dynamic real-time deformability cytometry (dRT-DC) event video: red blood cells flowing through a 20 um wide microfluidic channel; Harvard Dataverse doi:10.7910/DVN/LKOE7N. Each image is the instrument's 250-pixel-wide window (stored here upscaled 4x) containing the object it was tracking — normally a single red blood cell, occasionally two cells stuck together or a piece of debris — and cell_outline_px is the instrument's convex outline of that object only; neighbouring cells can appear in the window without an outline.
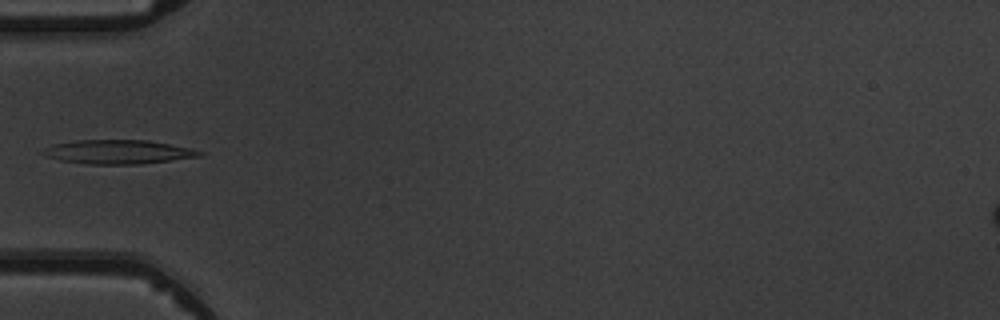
{"species": "common noctule bat (a hibernating species)", "species_latin": "Nyctalus noctula", "temperature_condition": "warm", "stored_images_in_passage": 6, "camera_frame_rate_fps": 3000, "um_per_image_px": 0.085, "animal": {"sex": "male", "body_mass_g": 19.5, "forearm_length_mm": 54.6}, "frame": {"image": 1, "passage_image": 5, "time_ms": 5.667, "image_size_px": [1000, 320], "cell_outline_px": [[204, 156], [140, 164], [88, 164], [60, 160], [44, 156], [36, 152], [52, 144], [76, 140], [148, 140], [192, 148], [204, 152]], "centroid_in_image_um": [10.01, 12.91], "position_along_channel_um": 75.0, "area_um2": 22.2}}
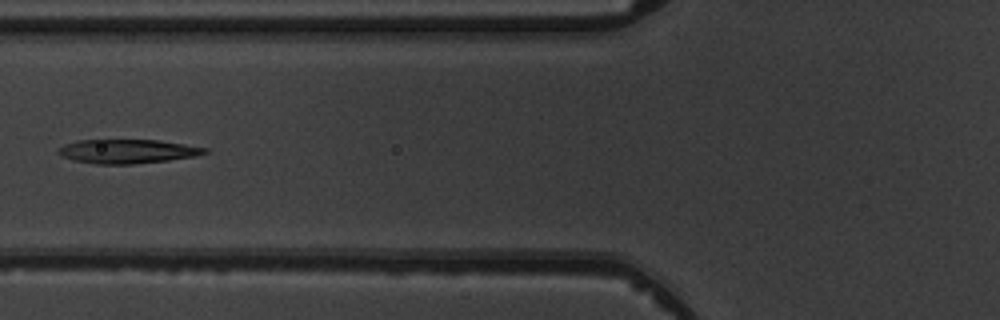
{"frame": {"image": 2, "passage_image": 6, "time_ms": 6.667, "image_size_px": [1000, 320], "cell_outline_px": [[208, 152], [196, 156], [168, 160], [132, 164], [96, 164], [76, 160], [60, 156], [56, 152], [56, 148], [64, 144], [76, 140], [160, 140], [208, 148]], "centroid_in_image_um": [10.8, 12.86], "position_along_channel_um": 115.0, "area_um2": 20.58}}